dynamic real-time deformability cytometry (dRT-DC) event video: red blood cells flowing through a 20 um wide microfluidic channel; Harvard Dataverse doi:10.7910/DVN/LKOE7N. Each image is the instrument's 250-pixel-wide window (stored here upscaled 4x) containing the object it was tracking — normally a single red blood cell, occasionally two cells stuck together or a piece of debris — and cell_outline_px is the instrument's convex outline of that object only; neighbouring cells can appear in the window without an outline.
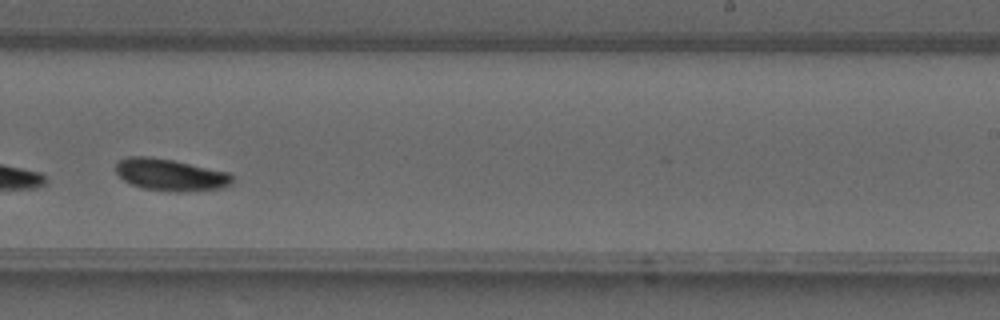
{"species": "common noctule bat (a hibernating species)", "species_latin": "Nyctalus noctula", "temperature_condition": "warm", "stored_images_in_passage": 33, "camera_frame_rate_fps": 3000, "um_per_image_px": 0.085, "animal": {"sex": "male", "forearm_length_mm": 52.5}, "frame": {"image": 1, "passage_image": 19, "time_ms": 6.0, "image_size_px": [1000, 320], "cell_outline_px": [[232, 184], [224, 188], [180, 192], [172, 192], [144, 188], [132, 184], [124, 180], [116, 172], [116, 164], [120, 160], [128, 156], [148, 156], [172, 160], [228, 172], [232, 176]], "centroid_in_image_um": [14.5, 14.86], "position_along_channel_um": 274.5, "area_um2": 21.56}}